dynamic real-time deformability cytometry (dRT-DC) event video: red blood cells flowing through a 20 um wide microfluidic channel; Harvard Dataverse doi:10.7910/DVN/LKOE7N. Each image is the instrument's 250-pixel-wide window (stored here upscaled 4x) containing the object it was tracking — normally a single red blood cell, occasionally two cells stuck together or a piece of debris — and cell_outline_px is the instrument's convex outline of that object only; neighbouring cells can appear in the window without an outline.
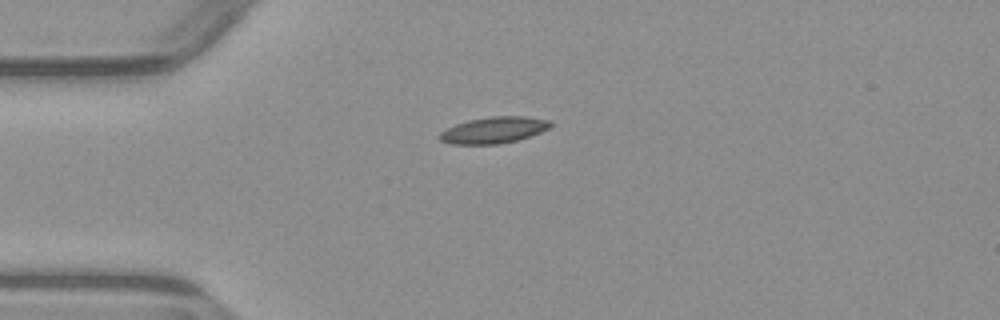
{"species": "common noctule bat (a hibernating species)", "species_latin": "Nyctalus noctula", "temperature_condition": "warm", "stored_images_in_passage": 2, "camera_frame_rate_fps": 3000, "um_per_image_px": 0.085, "animal": {"sex": "male", "body_mass_g": 23.1, "forearm_length_mm": 52.7}, "frame": {"image": 1, "passage_image": 1, "time_ms": 0.0, "image_size_px": [1000, 320], "cell_outline_px": [[552, 124], [548, 128], [540, 132], [516, 140], [500, 144], [452, 144], [440, 140], [436, 136], [440, 132], [456, 124], [468, 120], [492, 116], [528, 116], [548, 120]], "centroid_in_image_um": [41.93, 11.05], "position_along_channel_um": 43.1, "area_um2": 16.94}}
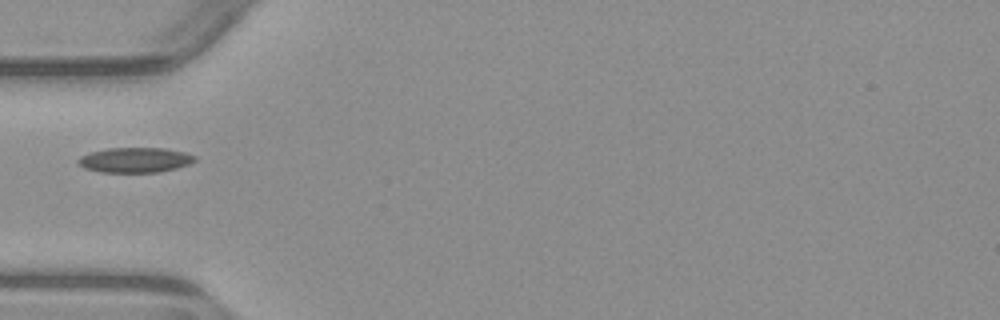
{"frame": {"image": 2, "passage_image": 2, "time_ms": 1.333, "image_size_px": [1000, 320], "cell_outline_px": [[196, 160], [188, 164], [176, 168], [160, 172], [100, 172], [84, 168], [76, 164], [76, 160], [80, 156], [92, 152], [108, 148], [164, 148], [184, 152], [196, 156]], "centroid_in_image_um": [11.45, 13.6], "position_along_channel_um": 73.6, "area_um2": 17.05}}